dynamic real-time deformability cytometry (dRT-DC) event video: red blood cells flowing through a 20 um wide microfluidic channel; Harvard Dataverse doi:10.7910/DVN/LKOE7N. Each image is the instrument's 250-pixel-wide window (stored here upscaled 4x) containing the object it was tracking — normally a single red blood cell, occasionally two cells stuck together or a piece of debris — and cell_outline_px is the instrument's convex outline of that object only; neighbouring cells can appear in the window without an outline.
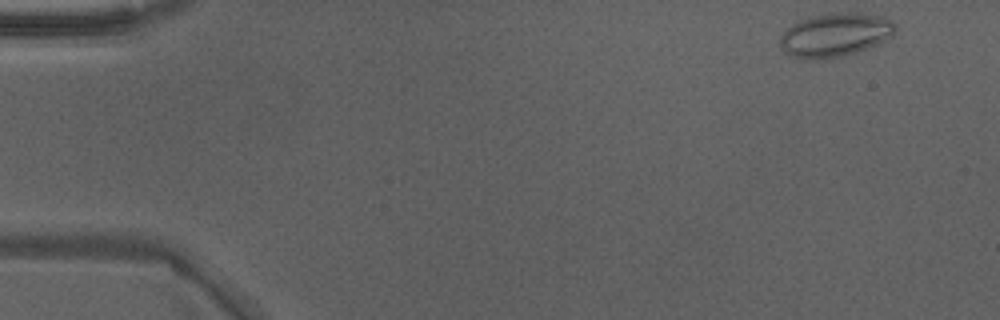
{"species": "Egyptian fruit bat (a non-hibernating species)", "species_latin": "Rousettus aegyptiacus", "temperature_condition": "warm", "stored_images_in_passage": 46, "camera_frame_rate_fps": 3000, "um_per_image_px": 0.085, "animal": {"sex": "male"}, "frame": {"image": 1, "passage_image": 1, "time_ms": 0.0, "image_size_px": [1000, 320], "cell_outline_px": [[896, 32], [892, 36], [868, 48], [856, 52], [840, 56], [816, 60], [812, 60], [792, 56], [780, 48], [780, 36], [792, 24], [800, 20], [812, 16], [832, 12], [860, 12], [892, 20], [896, 24]], "centroid_in_image_um": [70.99, 2.95], "position_along_channel_um": 14.0, "area_um2": 29.3}}
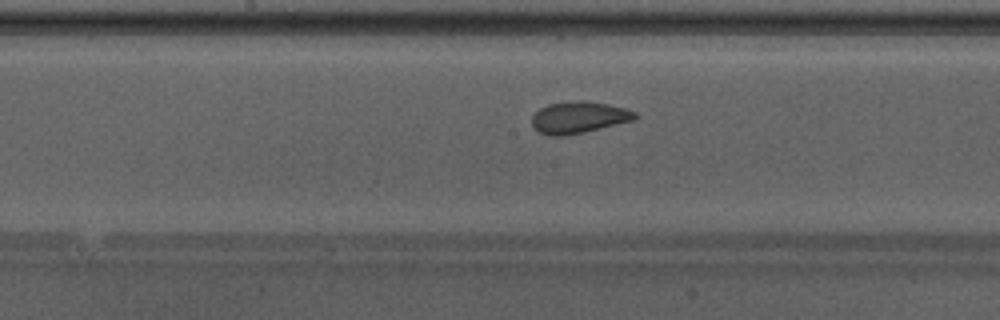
{"frame": {"image": 2, "passage_image": 23, "time_ms": 7.333, "image_size_px": [1000, 320], "cell_outline_px": [[636, 120], [584, 132], [564, 136], [552, 136], [540, 132], [532, 124], [532, 116], [540, 108], [548, 104], [576, 100], [584, 100], [608, 104], [624, 108], [636, 112]], "centroid_in_image_um": [49.21, 9.97], "position_along_channel_um": 199.0, "area_um2": 19.02}}
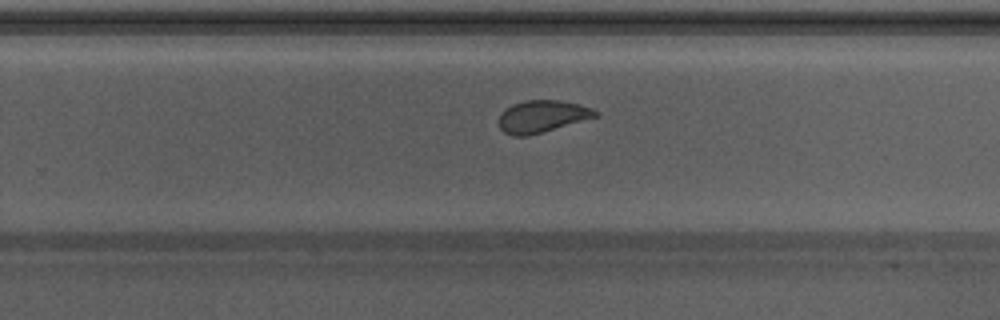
{"frame": {"image": 3, "passage_image": 29, "time_ms": 9.333, "image_size_px": [1000, 320], "cell_outline_px": [[600, 116], [528, 136], [512, 136], [504, 132], [500, 128], [496, 120], [500, 112], [512, 104], [524, 100], [560, 100], [580, 104], [592, 108], [600, 112]], "centroid_in_image_um": [46.06, 9.89], "position_along_channel_um": 283.7, "area_um2": 18.5}, "authors_computed_cell_mechanics": {"area_um2": 19.941, "velocity_mm_per_s": 4.2508, "shape_relaxation_time_tau1_ms": 11.0331, "shape_relaxation_time_tau2_ms": 0.8414, "deformation_change_tau1": 0.2121, "deformation_change_tau2": 0.0549}}